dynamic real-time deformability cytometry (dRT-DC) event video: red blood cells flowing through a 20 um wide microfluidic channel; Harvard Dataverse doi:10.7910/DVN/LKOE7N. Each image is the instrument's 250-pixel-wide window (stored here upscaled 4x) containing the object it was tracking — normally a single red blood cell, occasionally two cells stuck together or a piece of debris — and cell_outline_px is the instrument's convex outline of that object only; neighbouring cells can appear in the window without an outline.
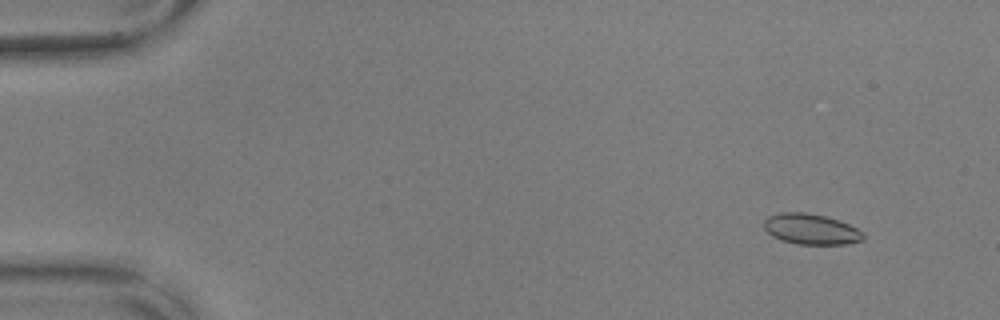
{"species": "common noctule bat (a hibernating species)", "species_latin": "Nyctalus noctula", "temperature_condition": "warm", "stored_images_in_passage": 5, "camera_frame_rate_fps": 3000, "um_per_image_px": 0.085, "animal": {"sex": "male", "body_mass_g": 17.9, "forearm_length_mm": 54.2}, "frame": {"image": 1, "passage_image": 4, "time_ms": 1.0, "image_size_px": [1000, 320], "cell_outline_px": [[864, 240], [844, 244], [796, 244], [780, 240], [772, 236], [764, 228], [764, 220], [768, 216], [784, 212], [804, 212], [824, 216], [840, 220], [864, 232]], "centroid_in_image_um": [68.94, 19.48], "position_along_channel_um": 16.1, "area_um2": 17.74}}